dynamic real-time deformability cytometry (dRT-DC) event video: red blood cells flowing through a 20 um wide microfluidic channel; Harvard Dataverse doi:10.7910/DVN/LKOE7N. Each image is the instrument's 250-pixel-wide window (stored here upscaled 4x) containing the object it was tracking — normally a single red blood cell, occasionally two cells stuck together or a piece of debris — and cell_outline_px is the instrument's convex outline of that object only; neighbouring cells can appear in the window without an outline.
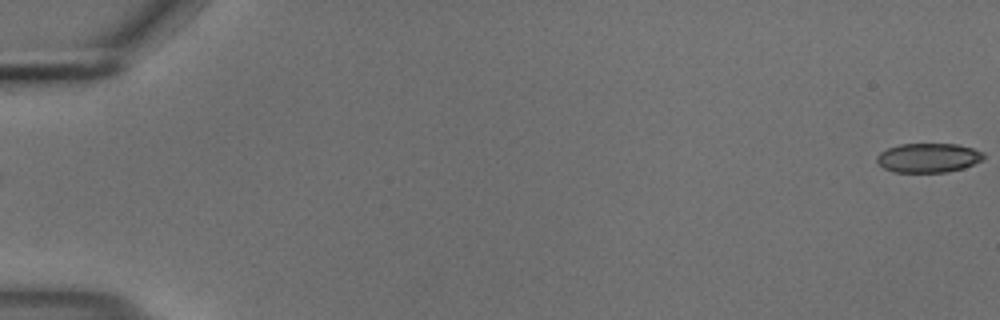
{"species": "common noctule bat (a hibernating species)", "species_latin": "Nyctalus noctula", "temperature_condition": "cold", "stored_images_in_passage": 56, "camera_frame_rate_fps": 3000, "um_per_image_px": 0.085, "animal": {"sex": "male", "body_mass_g": 18.8}, "frame": {"image": 1, "passage_image": 1, "time_ms": 0.0, "image_size_px": [1000, 320], "cell_outline_px": [[984, 156], [980, 160], [964, 168], [948, 172], [892, 172], [884, 168], [876, 160], [876, 156], [880, 152], [888, 148], [900, 144], [956, 144], [972, 148], [984, 152]], "centroid_in_image_um": [78.88, 13.41], "position_along_channel_um": 6.1, "area_um2": 18.15}}
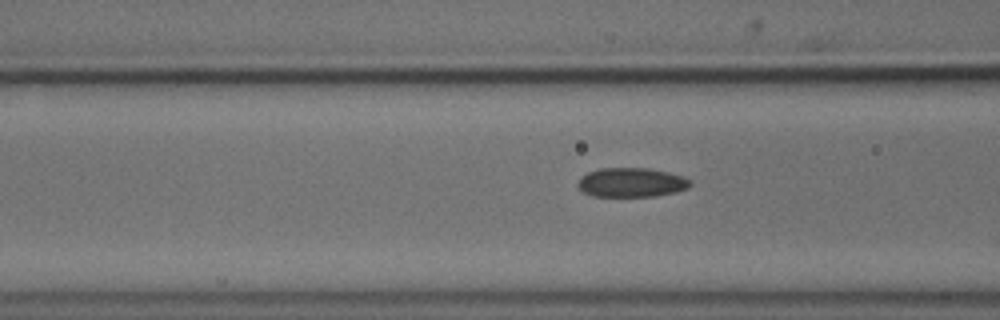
{"frame": {"image": 2, "passage_image": 23, "time_ms": 7.333, "image_size_px": [1000, 320], "cell_outline_px": [[692, 184], [688, 188], [676, 192], [656, 196], [592, 196], [584, 192], [576, 184], [580, 176], [588, 172], [600, 168], [648, 168], [668, 172], [684, 176], [692, 180]], "centroid_in_image_um": [53.69, 15.5], "position_along_channel_um": 112.9, "area_um2": 19.36}}
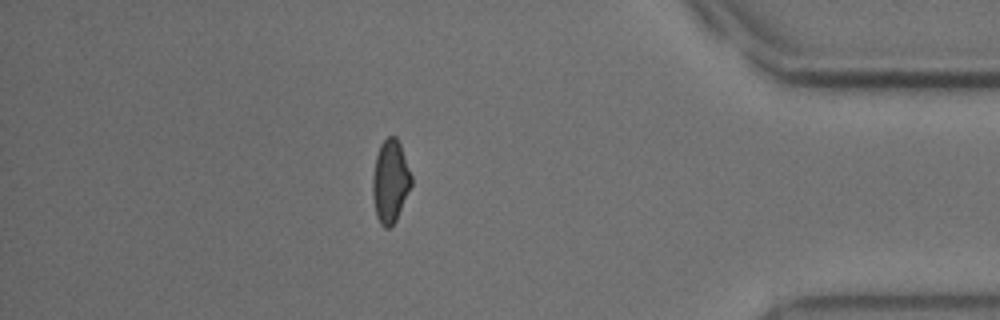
{"frame": {"image": 3, "passage_image": 49, "time_ms": 16.0, "image_size_px": [1000, 320], "cell_outline_px": [[412, 184], [396, 220], [388, 228], [384, 228], [380, 224], [376, 216], [372, 192], [372, 176], [376, 156], [380, 144], [388, 136], [396, 136], [400, 144], [412, 176]], "centroid_in_image_um": [33.16, 15.41], "position_along_channel_um": 402.0, "area_um2": 18.67}, "authors_computed_cell_mechanics": {"area_um2": 19.2763, "velocity_mm_per_s": 3.7167, "shape_relaxation_time_tau1_ms": 7.2106, "shape_relaxation_time_tau2_ms": 1.5921, "deformation_change_tau1": 0.1387, "deformation_change_tau2": 0.0571}}